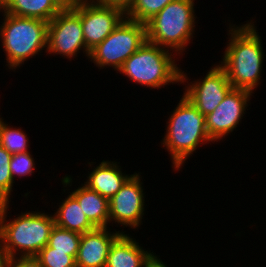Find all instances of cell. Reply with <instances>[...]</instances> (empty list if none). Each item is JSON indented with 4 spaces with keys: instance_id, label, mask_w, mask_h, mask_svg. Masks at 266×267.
Segmentation results:
<instances>
[{
    "instance_id": "21",
    "label": "cell",
    "mask_w": 266,
    "mask_h": 267,
    "mask_svg": "<svg viewBox=\"0 0 266 267\" xmlns=\"http://www.w3.org/2000/svg\"><path fill=\"white\" fill-rule=\"evenodd\" d=\"M21 128L8 126L0 118V145L4 147L11 155L28 151V137Z\"/></svg>"
},
{
    "instance_id": "5",
    "label": "cell",
    "mask_w": 266,
    "mask_h": 267,
    "mask_svg": "<svg viewBox=\"0 0 266 267\" xmlns=\"http://www.w3.org/2000/svg\"><path fill=\"white\" fill-rule=\"evenodd\" d=\"M194 2L174 0L167 4L145 23L147 41L183 54L195 32Z\"/></svg>"
},
{
    "instance_id": "22",
    "label": "cell",
    "mask_w": 266,
    "mask_h": 267,
    "mask_svg": "<svg viewBox=\"0 0 266 267\" xmlns=\"http://www.w3.org/2000/svg\"><path fill=\"white\" fill-rule=\"evenodd\" d=\"M12 155L0 145V200L8 203L11 197L14 180L10 172Z\"/></svg>"
},
{
    "instance_id": "6",
    "label": "cell",
    "mask_w": 266,
    "mask_h": 267,
    "mask_svg": "<svg viewBox=\"0 0 266 267\" xmlns=\"http://www.w3.org/2000/svg\"><path fill=\"white\" fill-rule=\"evenodd\" d=\"M0 38L9 69L24 64L28 58L47 50L48 24L41 19L20 17L4 12Z\"/></svg>"
},
{
    "instance_id": "2",
    "label": "cell",
    "mask_w": 266,
    "mask_h": 267,
    "mask_svg": "<svg viewBox=\"0 0 266 267\" xmlns=\"http://www.w3.org/2000/svg\"><path fill=\"white\" fill-rule=\"evenodd\" d=\"M8 207L9 202L3 203L0 211L2 248L9 257L36 256L48 244L51 230L55 225L54 215L26 211L7 221L5 219Z\"/></svg>"
},
{
    "instance_id": "12",
    "label": "cell",
    "mask_w": 266,
    "mask_h": 267,
    "mask_svg": "<svg viewBox=\"0 0 266 267\" xmlns=\"http://www.w3.org/2000/svg\"><path fill=\"white\" fill-rule=\"evenodd\" d=\"M192 82L185 86L184 96L204 116L214 112L233 88L226 72L219 65H213L203 79Z\"/></svg>"
},
{
    "instance_id": "3",
    "label": "cell",
    "mask_w": 266,
    "mask_h": 267,
    "mask_svg": "<svg viewBox=\"0 0 266 267\" xmlns=\"http://www.w3.org/2000/svg\"><path fill=\"white\" fill-rule=\"evenodd\" d=\"M170 116L162 145L171 154L172 167L177 171L201 144L213 141L206 130L205 116L184 95Z\"/></svg>"
},
{
    "instance_id": "10",
    "label": "cell",
    "mask_w": 266,
    "mask_h": 267,
    "mask_svg": "<svg viewBox=\"0 0 266 267\" xmlns=\"http://www.w3.org/2000/svg\"><path fill=\"white\" fill-rule=\"evenodd\" d=\"M252 92L244 89L232 88L214 110L205 116L206 130L212 141L225 138L236 130L241 117L245 114Z\"/></svg>"
},
{
    "instance_id": "26",
    "label": "cell",
    "mask_w": 266,
    "mask_h": 267,
    "mask_svg": "<svg viewBox=\"0 0 266 267\" xmlns=\"http://www.w3.org/2000/svg\"><path fill=\"white\" fill-rule=\"evenodd\" d=\"M154 255L146 264V267H167V265L160 260V258Z\"/></svg>"
},
{
    "instance_id": "19",
    "label": "cell",
    "mask_w": 266,
    "mask_h": 267,
    "mask_svg": "<svg viewBox=\"0 0 266 267\" xmlns=\"http://www.w3.org/2000/svg\"><path fill=\"white\" fill-rule=\"evenodd\" d=\"M174 0H130L125 6L126 18L146 23Z\"/></svg>"
},
{
    "instance_id": "29",
    "label": "cell",
    "mask_w": 266,
    "mask_h": 267,
    "mask_svg": "<svg viewBox=\"0 0 266 267\" xmlns=\"http://www.w3.org/2000/svg\"><path fill=\"white\" fill-rule=\"evenodd\" d=\"M67 5L71 4L74 0H63Z\"/></svg>"
},
{
    "instance_id": "20",
    "label": "cell",
    "mask_w": 266,
    "mask_h": 267,
    "mask_svg": "<svg viewBox=\"0 0 266 267\" xmlns=\"http://www.w3.org/2000/svg\"><path fill=\"white\" fill-rule=\"evenodd\" d=\"M81 235L78 232L54 225L47 245L54 248V251L68 252V255H71L75 259L78 253Z\"/></svg>"
},
{
    "instance_id": "18",
    "label": "cell",
    "mask_w": 266,
    "mask_h": 267,
    "mask_svg": "<svg viewBox=\"0 0 266 267\" xmlns=\"http://www.w3.org/2000/svg\"><path fill=\"white\" fill-rule=\"evenodd\" d=\"M53 215L55 225L70 231L84 234L96 229L83 212L78 200L71 193L62 200L61 205Z\"/></svg>"
},
{
    "instance_id": "7",
    "label": "cell",
    "mask_w": 266,
    "mask_h": 267,
    "mask_svg": "<svg viewBox=\"0 0 266 267\" xmlns=\"http://www.w3.org/2000/svg\"><path fill=\"white\" fill-rule=\"evenodd\" d=\"M146 25L125 18L101 43L90 50L89 59L100 68L119 70L146 41Z\"/></svg>"
},
{
    "instance_id": "1",
    "label": "cell",
    "mask_w": 266,
    "mask_h": 267,
    "mask_svg": "<svg viewBox=\"0 0 266 267\" xmlns=\"http://www.w3.org/2000/svg\"><path fill=\"white\" fill-rule=\"evenodd\" d=\"M247 22L239 27L229 24V42L219 66L226 72L233 88L253 93L260 83L263 58L266 55L254 22Z\"/></svg>"
},
{
    "instance_id": "15",
    "label": "cell",
    "mask_w": 266,
    "mask_h": 267,
    "mask_svg": "<svg viewBox=\"0 0 266 267\" xmlns=\"http://www.w3.org/2000/svg\"><path fill=\"white\" fill-rule=\"evenodd\" d=\"M88 175V180L84 182L88 188L99 193L108 200L112 198L132 176H128L121 171L117 162L102 161L99 166Z\"/></svg>"
},
{
    "instance_id": "27",
    "label": "cell",
    "mask_w": 266,
    "mask_h": 267,
    "mask_svg": "<svg viewBox=\"0 0 266 267\" xmlns=\"http://www.w3.org/2000/svg\"><path fill=\"white\" fill-rule=\"evenodd\" d=\"M9 256L2 248L1 242H0V267H8L9 262Z\"/></svg>"
},
{
    "instance_id": "16",
    "label": "cell",
    "mask_w": 266,
    "mask_h": 267,
    "mask_svg": "<svg viewBox=\"0 0 266 267\" xmlns=\"http://www.w3.org/2000/svg\"><path fill=\"white\" fill-rule=\"evenodd\" d=\"M67 4L63 0H1L2 13L50 22Z\"/></svg>"
},
{
    "instance_id": "11",
    "label": "cell",
    "mask_w": 266,
    "mask_h": 267,
    "mask_svg": "<svg viewBox=\"0 0 266 267\" xmlns=\"http://www.w3.org/2000/svg\"><path fill=\"white\" fill-rule=\"evenodd\" d=\"M140 174L134 173L109 199V223L115 221L132 229L140 227L144 215V193Z\"/></svg>"
},
{
    "instance_id": "28",
    "label": "cell",
    "mask_w": 266,
    "mask_h": 267,
    "mask_svg": "<svg viewBox=\"0 0 266 267\" xmlns=\"http://www.w3.org/2000/svg\"><path fill=\"white\" fill-rule=\"evenodd\" d=\"M98 1L107 2V3H118V4L126 6L130 0H98Z\"/></svg>"
},
{
    "instance_id": "25",
    "label": "cell",
    "mask_w": 266,
    "mask_h": 267,
    "mask_svg": "<svg viewBox=\"0 0 266 267\" xmlns=\"http://www.w3.org/2000/svg\"><path fill=\"white\" fill-rule=\"evenodd\" d=\"M8 267H42L36 256L10 257Z\"/></svg>"
},
{
    "instance_id": "13",
    "label": "cell",
    "mask_w": 266,
    "mask_h": 267,
    "mask_svg": "<svg viewBox=\"0 0 266 267\" xmlns=\"http://www.w3.org/2000/svg\"><path fill=\"white\" fill-rule=\"evenodd\" d=\"M125 232L108 231V227L96 228L81 235L75 258L76 267H105L113 242Z\"/></svg>"
},
{
    "instance_id": "14",
    "label": "cell",
    "mask_w": 266,
    "mask_h": 267,
    "mask_svg": "<svg viewBox=\"0 0 266 267\" xmlns=\"http://www.w3.org/2000/svg\"><path fill=\"white\" fill-rule=\"evenodd\" d=\"M154 253L145 251L136 240L122 233L111 245L105 267H146Z\"/></svg>"
},
{
    "instance_id": "9",
    "label": "cell",
    "mask_w": 266,
    "mask_h": 267,
    "mask_svg": "<svg viewBox=\"0 0 266 267\" xmlns=\"http://www.w3.org/2000/svg\"><path fill=\"white\" fill-rule=\"evenodd\" d=\"M82 49L89 58L90 50L83 37L81 18L66 5L48 24L46 52L72 59Z\"/></svg>"
},
{
    "instance_id": "8",
    "label": "cell",
    "mask_w": 266,
    "mask_h": 267,
    "mask_svg": "<svg viewBox=\"0 0 266 267\" xmlns=\"http://www.w3.org/2000/svg\"><path fill=\"white\" fill-rule=\"evenodd\" d=\"M69 6L80 16L86 47L101 43L125 18V6L98 0H74Z\"/></svg>"
},
{
    "instance_id": "17",
    "label": "cell",
    "mask_w": 266,
    "mask_h": 267,
    "mask_svg": "<svg viewBox=\"0 0 266 267\" xmlns=\"http://www.w3.org/2000/svg\"><path fill=\"white\" fill-rule=\"evenodd\" d=\"M78 200L83 212L96 228H105L109 224V200L86 185L71 192Z\"/></svg>"
},
{
    "instance_id": "30",
    "label": "cell",
    "mask_w": 266,
    "mask_h": 267,
    "mask_svg": "<svg viewBox=\"0 0 266 267\" xmlns=\"http://www.w3.org/2000/svg\"><path fill=\"white\" fill-rule=\"evenodd\" d=\"M3 203L4 202L0 200V211H1V208H2Z\"/></svg>"
},
{
    "instance_id": "4",
    "label": "cell",
    "mask_w": 266,
    "mask_h": 267,
    "mask_svg": "<svg viewBox=\"0 0 266 267\" xmlns=\"http://www.w3.org/2000/svg\"><path fill=\"white\" fill-rule=\"evenodd\" d=\"M172 54L168 49L146 40L118 71L136 84L151 89L161 88L169 83L182 84L189 79L187 74L178 68L174 57L176 54Z\"/></svg>"
},
{
    "instance_id": "23",
    "label": "cell",
    "mask_w": 266,
    "mask_h": 267,
    "mask_svg": "<svg viewBox=\"0 0 266 267\" xmlns=\"http://www.w3.org/2000/svg\"><path fill=\"white\" fill-rule=\"evenodd\" d=\"M42 267H76L75 259L68 252L54 251L46 245L36 255Z\"/></svg>"
},
{
    "instance_id": "24",
    "label": "cell",
    "mask_w": 266,
    "mask_h": 267,
    "mask_svg": "<svg viewBox=\"0 0 266 267\" xmlns=\"http://www.w3.org/2000/svg\"><path fill=\"white\" fill-rule=\"evenodd\" d=\"M34 158L30 154V152H23L13 154L10 161V172L13 180L15 176H19L20 178L26 175H31L33 169H35Z\"/></svg>"
}]
</instances>
